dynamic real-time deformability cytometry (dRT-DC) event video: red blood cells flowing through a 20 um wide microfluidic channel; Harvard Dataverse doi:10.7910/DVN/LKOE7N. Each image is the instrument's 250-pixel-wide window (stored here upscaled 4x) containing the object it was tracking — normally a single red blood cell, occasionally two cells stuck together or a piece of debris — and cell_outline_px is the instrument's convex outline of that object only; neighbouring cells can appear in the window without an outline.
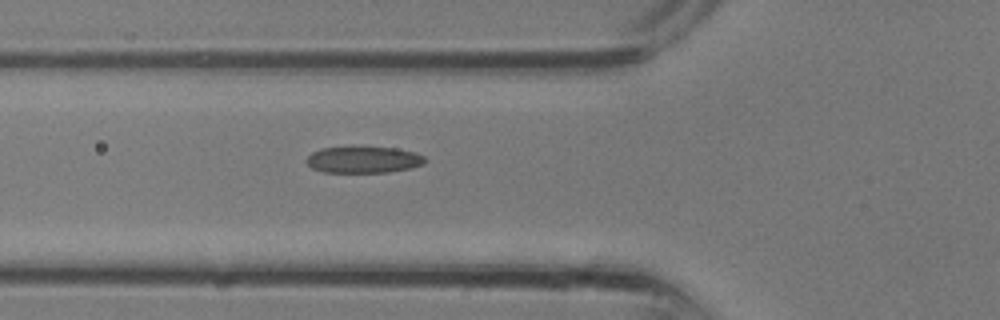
{"species": "common noctule bat (a hibernating species)", "species_latin": "Nyctalus noctula", "temperature_condition": "room temperature", "stored_images_in_passage": 24, "camera_frame_rate_fps": 3000, "um_per_image_px": 0.085, "animal": {"sex": "male", "body_mass_g": 13.3}, "frame": {"image": 1, "passage_image": 4, "time_ms": 1.0, "image_size_px": [1000, 320], "cell_outline_px": [[424, 164], [412, 168], [388, 172], [324, 172], [312, 168], [304, 160], [312, 152], [320, 148], [352, 144], [360, 144], [396, 148], [416, 152], [424, 156]], "centroid_in_image_um": [30.87, 13.52], "position_along_channel_um": 94.9, "area_um2": 19.31}}
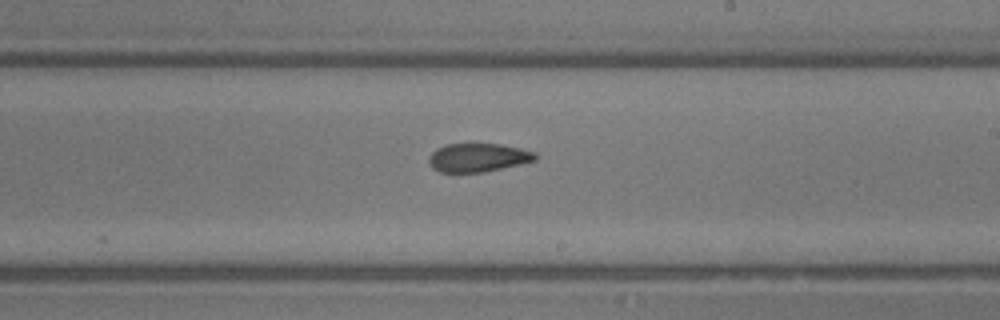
{"frame": {"image": 2, "passage_image": 11, "time_ms": 3.333, "image_size_px": [1000, 320], "cell_outline_px": [[536, 160], [520, 164], [484, 172], [440, 172], [432, 168], [428, 160], [428, 156], [436, 148], [448, 144], [500, 144], [520, 148], [536, 152]], "centroid_in_image_um": [40.61, 13.39], "position_along_channel_um": 248.4, "area_um2": 17.69}}
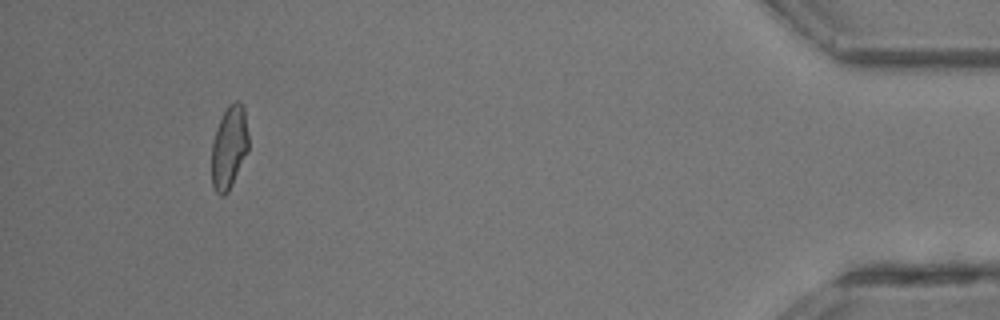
{"frame": {"image": 3, "passage_image": 22, "time_ms": 7.0, "image_size_px": [1000, 320], "cell_outline_px": [[248, 152], [228, 192], [224, 196], [220, 196], [216, 192], [212, 184], [212, 144], [216, 128], [228, 104], [236, 100], [240, 100], [244, 104], [248, 136]], "centroid_in_image_um": [19.49, 12.5], "position_along_channel_um": 415.7, "area_um2": 17.98}}